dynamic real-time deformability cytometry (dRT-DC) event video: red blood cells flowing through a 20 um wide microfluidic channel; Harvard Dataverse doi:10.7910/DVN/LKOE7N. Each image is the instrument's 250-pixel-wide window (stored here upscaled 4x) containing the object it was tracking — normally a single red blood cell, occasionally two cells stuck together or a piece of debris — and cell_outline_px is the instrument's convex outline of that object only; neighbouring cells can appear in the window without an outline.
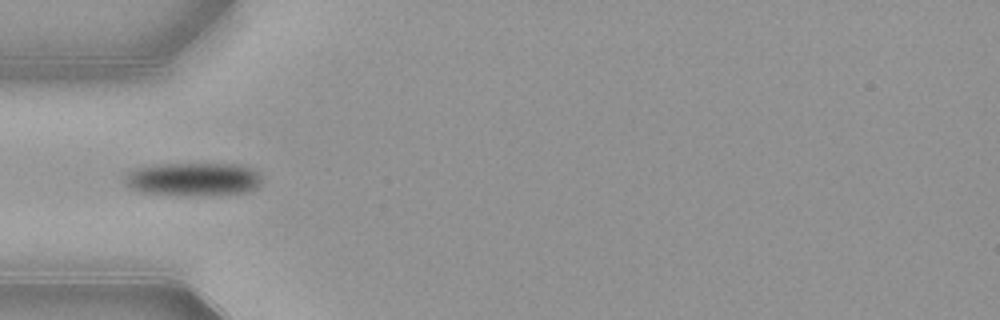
{"species": "common noctule bat (a hibernating species)", "species_latin": "Nyctalus noctula", "temperature_condition": "warm", "stored_images_in_passage": 14, "camera_frame_rate_fps": 3000, "um_per_image_px": 0.085, "animal": {"sex": "female", "body_mass_g": 21.9}, "frame": {"image": 1, "passage_image": 3, "time_ms": 0.667, "image_size_px": [1000, 320], "cell_outline_px": [[260, 184], [244, 192], [192, 196], [140, 192], [124, 184], [124, 176], [128, 172], [136, 168], [164, 164], [240, 164], [252, 168], [260, 176]], "centroid_in_image_um": [16.38, 15.23], "position_along_channel_um": 68.6, "area_um2": 26.41}}
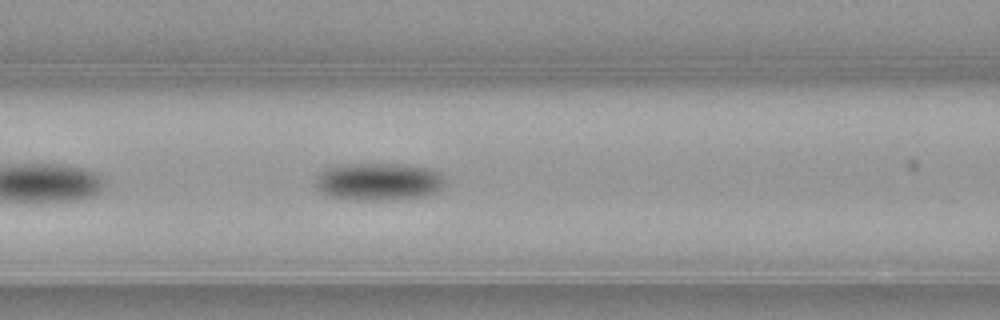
{"frame": {"image": 2, "passage_image": 8, "time_ms": 2.333, "image_size_px": [1000, 320], "cell_outline_px": [[444, 184], [436, 192], [428, 196], [396, 200], [360, 200], [328, 196], [320, 192], [316, 188], [316, 180], [320, 172], [324, 168], [332, 164], [408, 164], [428, 168], [440, 172], [444, 180]], "centroid_in_image_um": [32.17, 15.43], "position_along_channel_um": 134.4, "area_um2": 28.9}}